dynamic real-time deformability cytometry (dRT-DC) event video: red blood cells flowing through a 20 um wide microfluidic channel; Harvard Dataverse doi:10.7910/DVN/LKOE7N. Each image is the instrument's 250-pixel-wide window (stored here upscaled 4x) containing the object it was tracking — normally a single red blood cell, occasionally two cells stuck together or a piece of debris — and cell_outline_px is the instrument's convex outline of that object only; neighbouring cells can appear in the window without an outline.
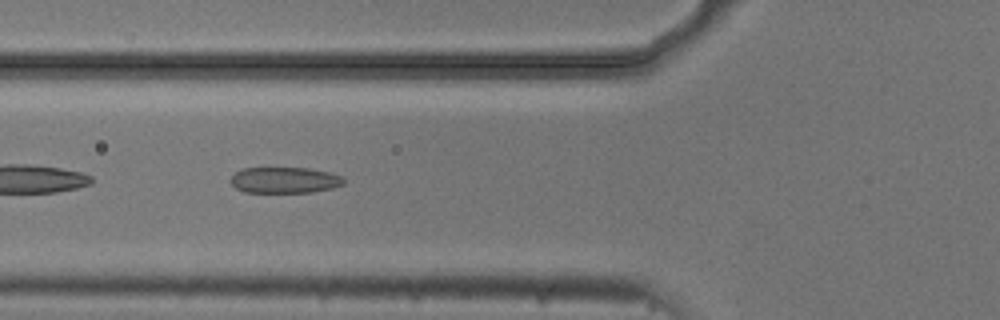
{"species": "common noctule bat (a hibernating species)", "species_latin": "Nyctalus noctula", "temperature_condition": "cold", "stored_images_in_passage": 53, "camera_frame_rate_fps": 3000, "um_per_image_px": 0.085, "animal": {"sex": "male", "body_mass_g": 20.5, "forearm_length_mm": 52.5}, "frame": {"image": 1, "passage_image": 19, "time_ms": 6.0, "image_size_px": [1000, 320], "cell_outline_px": [[344, 184], [332, 188], [312, 192], [244, 192], [236, 188], [228, 180], [236, 172], [244, 168], [308, 168], [328, 172], [344, 176]], "centroid_in_image_um": [24.2, 15.31], "position_along_channel_um": 101.6, "area_um2": 17.17}}
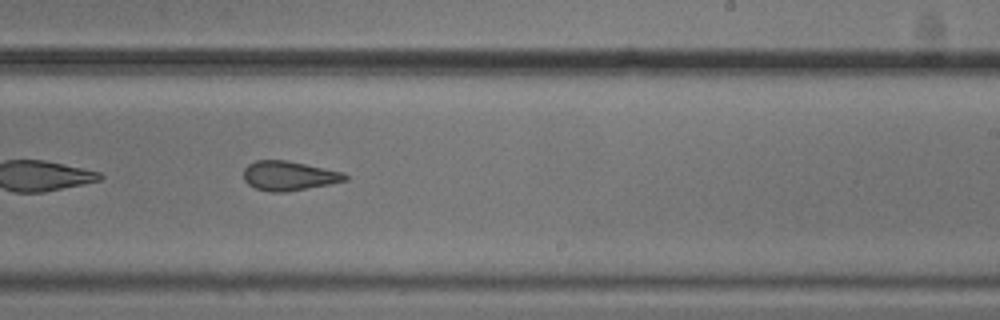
{"frame": {"image": 2, "passage_image": 32, "time_ms": 10.333, "image_size_px": [1000, 320], "cell_outline_px": [[348, 180], [328, 184], [284, 192], [272, 192], [256, 188], [248, 184], [244, 180], [244, 168], [248, 164], [256, 160], [288, 160], [344, 172], [348, 176]], "centroid_in_image_um": [24.56, 14.93], "position_along_channel_um": 264.4, "area_um2": 17.34}}
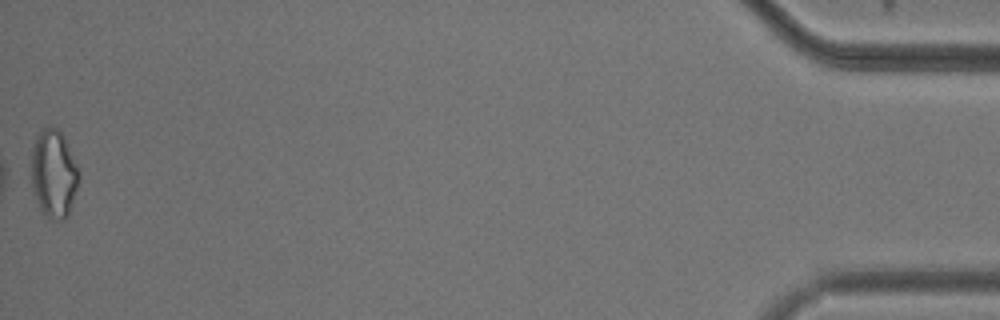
{"frame": {"image": 3, "passage_image": 53, "time_ms": 17.333, "image_size_px": [1000, 320], "cell_outline_px": [[80, 176], [68, 216], [64, 220], [60, 220], [48, 216], [40, 208], [32, 192], [32, 144], [36, 132], [40, 128], [48, 124], [56, 128], [64, 136], [80, 168]], "centroid_in_image_um": [4.57, 14.68], "position_along_channel_um": 430.6, "area_um2": 24.85}, "authors_computed_cell_mechanics": {"area_um2": 18.6694, "velocity_mm_per_s": 3.7423, "shape_relaxation_time_tau1_ms": 4.404, "shape_relaxation_time_tau2_ms": 2.0204, "deformation_change_tau1": 0.1138, "deformation_change_tau2": 0.115}}